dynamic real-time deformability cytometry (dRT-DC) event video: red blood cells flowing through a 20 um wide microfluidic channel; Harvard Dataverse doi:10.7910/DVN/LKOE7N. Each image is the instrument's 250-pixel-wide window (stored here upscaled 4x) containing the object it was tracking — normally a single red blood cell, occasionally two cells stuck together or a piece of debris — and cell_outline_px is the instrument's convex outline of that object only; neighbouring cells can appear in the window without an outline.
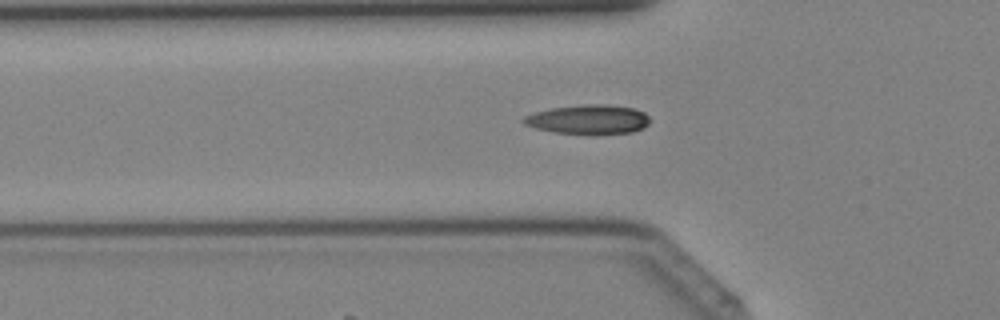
{"species": "Egyptian fruit bat (a non-hibernating species)", "species_latin": "Rousettus aegyptiacus", "temperature_condition": "cold", "stored_images_in_passage": 41, "camera_frame_rate_fps": 3000, "um_per_image_px": 0.085, "animal": {"sex": "female"}, "frame": {"image": 1, "passage_image": 14, "time_ms": 4.333, "image_size_px": [1000, 320], "cell_outline_px": [[652, 120], [644, 128], [632, 132], [556, 132], [536, 128], [524, 124], [520, 120], [524, 116], [532, 112], [552, 108], [580, 104], [608, 104], [636, 108], [644, 112]], "centroid_in_image_um": [50.02, 10.1], "position_along_channel_um": 75.8, "area_um2": 21.27}}
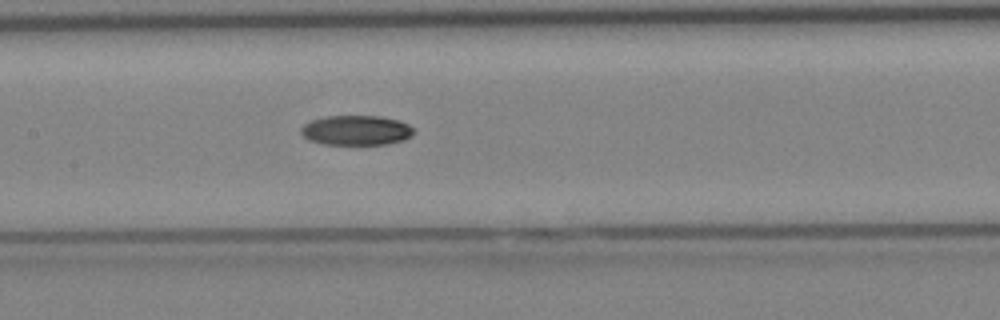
{"frame": {"image": 2, "passage_image": 20, "time_ms": 6.333, "image_size_px": [1000, 320], "cell_outline_px": [[416, 132], [412, 136], [404, 140], [388, 144], [324, 144], [312, 140], [304, 136], [300, 132], [300, 128], [304, 124], [312, 120], [324, 116], [380, 116], [400, 120], [416, 128]], "centroid_in_image_um": [30.35, 11.06], "position_along_channel_um": 177.1, "area_um2": 19.77}}
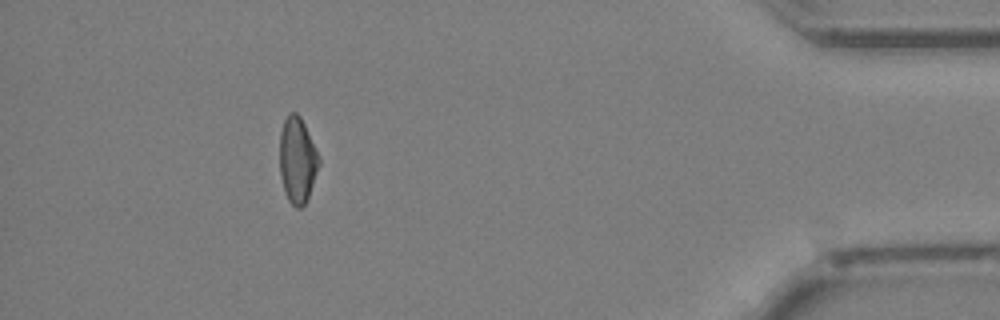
{"frame": {"image": 3, "passage_image": 37, "time_ms": 12.0, "image_size_px": [1000, 320], "cell_outline_px": [[320, 164], [308, 196], [304, 204], [300, 208], [296, 208], [288, 200], [284, 188], [280, 172], [280, 132], [284, 120], [288, 112], [296, 112], [300, 116], [320, 156]], "centroid_in_image_um": [25.28, 13.57], "position_along_channel_um": 409.9, "area_um2": 19.54}}